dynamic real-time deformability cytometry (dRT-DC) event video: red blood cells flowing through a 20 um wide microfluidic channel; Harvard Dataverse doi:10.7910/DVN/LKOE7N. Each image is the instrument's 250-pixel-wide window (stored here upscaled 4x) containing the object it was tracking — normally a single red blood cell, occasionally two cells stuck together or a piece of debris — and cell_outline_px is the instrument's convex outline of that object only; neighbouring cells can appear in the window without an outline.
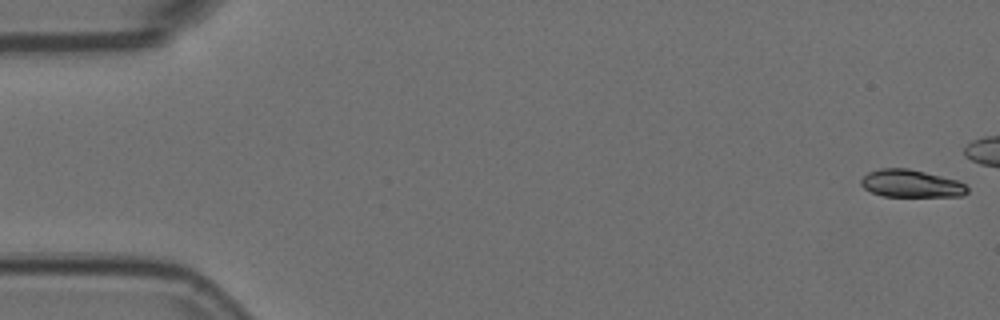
{"species": "Egyptian fruit bat (a non-hibernating species)", "species_latin": "Rousettus aegyptiacus", "temperature_condition": "room temperature", "stored_images_in_passage": 45, "camera_frame_rate_fps": 3000, "um_per_image_px": 0.085, "animal": {"sex": "female"}, "frame": {"image": 1, "passage_image": 1, "time_ms": 0.0, "image_size_px": [1000, 320], "cell_outline_px": [[968, 192], [964, 196], [884, 196], [872, 192], [864, 188], [860, 184], [860, 180], [868, 172], [880, 168], [908, 168], [956, 180], [964, 184], [968, 188]], "centroid_in_image_um": [77.42, 15.6], "position_along_channel_um": 7.6, "area_um2": 16.94}}
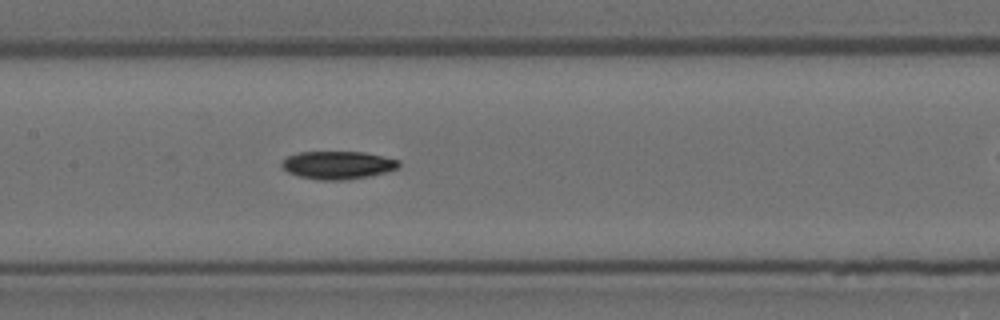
{"frame": {"image": 2, "passage_image": 26, "time_ms": 8.333, "image_size_px": [1000, 320], "cell_outline_px": [[400, 164], [396, 168], [384, 172], [368, 176], [344, 180], [320, 180], [300, 176], [288, 172], [280, 164], [288, 156], [300, 152], [364, 152], [400, 160]], "centroid_in_image_um": [28.71, 14.03], "position_along_channel_um": 178.7, "area_um2": 18.79}}
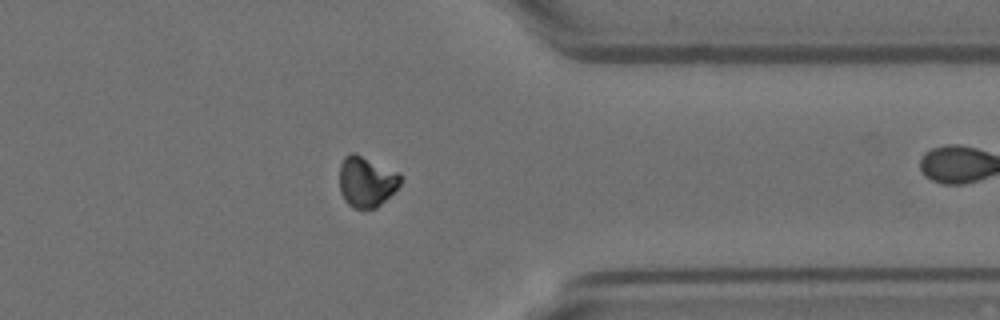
{"frame": {"image": 3, "passage_image": 43, "time_ms": 14.0, "image_size_px": [1000, 320], "cell_outline_px": [[400, 184], [376, 208], [352, 208], [344, 200], [340, 192], [340, 164], [344, 156], [352, 152], [356, 152], [400, 172]], "centroid_in_image_um": [31.12, 15.4], "position_along_channel_um": 380.3, "area_um2": 18.09}}